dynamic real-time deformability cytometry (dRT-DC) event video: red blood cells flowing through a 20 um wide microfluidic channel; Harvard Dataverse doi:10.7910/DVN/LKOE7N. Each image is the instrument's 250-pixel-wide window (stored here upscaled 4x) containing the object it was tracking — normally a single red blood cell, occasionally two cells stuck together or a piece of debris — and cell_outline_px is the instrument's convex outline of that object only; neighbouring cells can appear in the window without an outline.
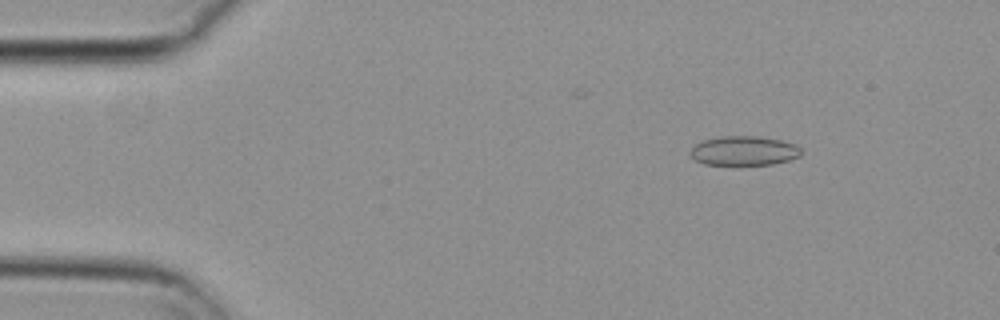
{"species": "common noctule bat (a hibernating species)", "species_latin": "Nyctalus noctula", "temperature_condition": "cold", "stored_images_in_passage": 55, "camera_frame_rate_fps": 3000, "um_per_image_px": 0.085, "animal": {"sex": "female", "body_mass_g": 29.2, "forearm_length_mm": 56.3}, "frame": {"image": 1, "passage_image": 8, "time_ms": 2.333, "image_size_px": [1000, 320], "cell_outline_px": [[800, 156], [788, 160], [772, 164], [704, 164], [696, 160], [688, 152], [696, 144], [704, 140], [724, 136], [756, 136], [780, 140], [796, 144], [800, 148]], "centroid_in_image_um": [63.24, 12.81], "position_along_channel_um": 21.8, "area_um2": 18.67}}
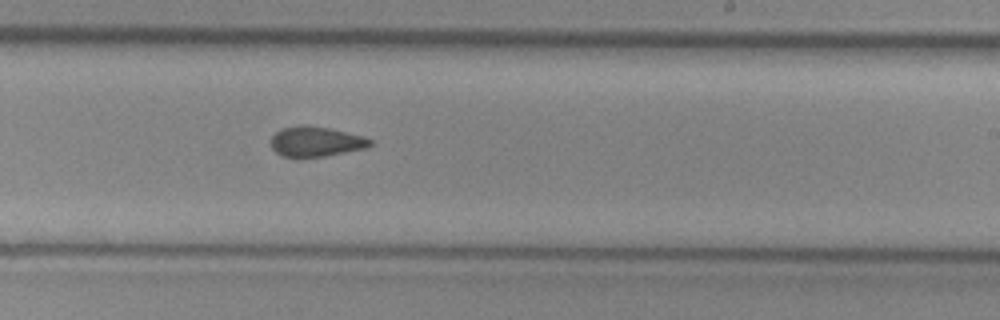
{"frame": {"image": 2, "passage_image": 34, "time_ms": 11.0, "image_size_px": [1000, 320], "cell_outline_px": [[372, 144], [368, 148], [324, 156], [280, 156], [272, 148], [272, 136], [276, 132], [284, 128], [328, 128], [364, 136], [372, 140]], "centroid_in_image_um": [26.92, 12.07], "position_along_channel_um": 262.1, "area_um2": 16.53}}
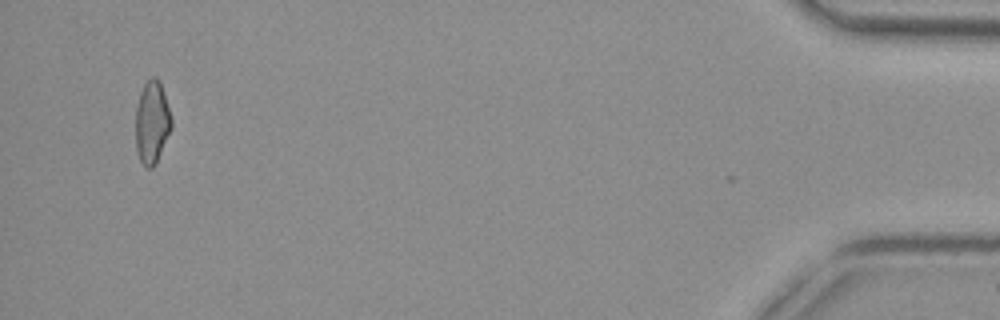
{"frame": {"image": 3, "passage_image": 54, "time_ms": 17.667, "image_size_px": [1000, 320], "cell_outline_px": [[172, 128], [156, 164], [152, 168], [144, 168], [140, 160], [136, 148], [136, 108], [140, 92], [144, 84], [152, 76], [156, 76], [160, 80], [172, 120]], "centroid_in_image_um": [12.92, 10.41], "position_along_channel_um": 422.3, "area_um2": 17.4}, "authors_computed_cell_mechanics": {"area_um2": 18.0914, "velocity_mm_per_s": 3.7014, "shape_relaxation_time_tau1_ms": null, "shape_relaxation_time_tau2_ms": 2.1918, "deformation_change_tau1": null, "deformation_change_tau2": 0.091}}